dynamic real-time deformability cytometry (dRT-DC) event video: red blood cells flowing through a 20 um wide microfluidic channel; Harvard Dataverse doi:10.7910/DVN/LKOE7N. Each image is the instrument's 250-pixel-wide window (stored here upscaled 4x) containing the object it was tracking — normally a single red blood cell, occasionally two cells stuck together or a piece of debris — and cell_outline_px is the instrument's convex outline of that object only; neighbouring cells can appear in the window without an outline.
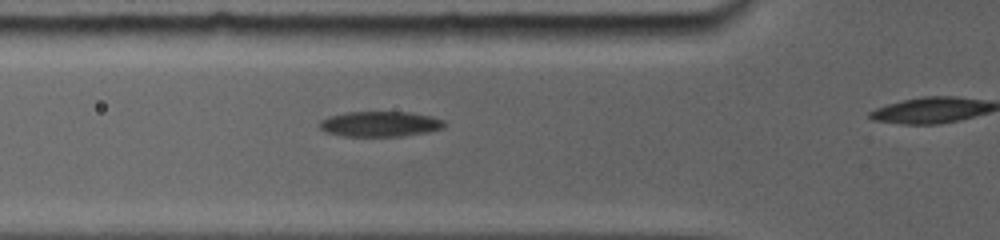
{"species": "common noctule bat (a hibernating species)", "species_latin": "Nyctalus noctula", "temperature_condition": "room temperature", "stored_images_in_passage": 8, "camera_frame_rate_fps": 5000, "um_per_image_px": 0.085, "animal": {"sex": "female", "body_mass_g": 19.0, "forearm_length_mm": 56.7}, "frame": {"image": 1, "passage_image": 5, "time_ms": 2.2, "image_size_px": [1000, 240], "cell_outline_px": [[444, 124], [440, 128], [424, 132], [400, 136], [348, 136], [328, 132], [320, 128], [320, 120], [332, 116], [348, 112], [408, 112], [432, 116], [444, 120]], "centroid_in_image_um": [32.31, 10.53], "position_along_channel_um": 93.5, "area_um2": 17.92}}
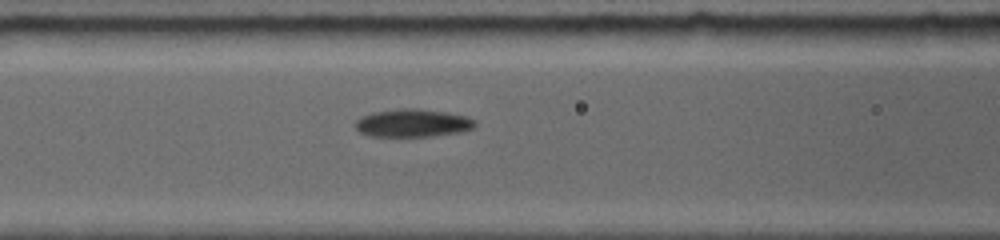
{"frame": {"image": 2, "passage_image": 7, "time_ms": 3.2, "image_size_px": [1000, 240], "cell_outline_px": [[476, 124], [472, 128], [456, 132], [428, 136], [376, 136], [360, 132], [356, 128], [356, 120], [364, 116], [376, 112], [404, 108], [416, 108], [444, 112], [464, 116], [472, 120]], "centroid_in_image_um": [35.05, 10.45], "position_along_channel_um": 131.5, "area_um2": 18.73}}